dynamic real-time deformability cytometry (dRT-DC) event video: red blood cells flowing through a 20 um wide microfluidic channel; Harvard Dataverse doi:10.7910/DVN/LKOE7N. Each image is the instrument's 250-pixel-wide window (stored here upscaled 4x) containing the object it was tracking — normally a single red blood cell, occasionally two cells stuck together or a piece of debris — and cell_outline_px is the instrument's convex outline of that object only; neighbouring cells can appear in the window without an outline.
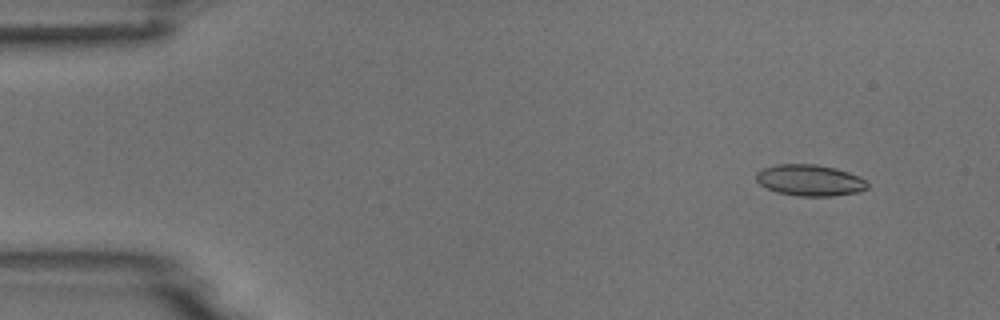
{"species": "common noctule bat (a hibernating species)", "species_latin": "Nyctalus noctula", "temperature_condition": "room temperature", "stored_images_in_passage": 5, "segment_of_instrument_passage": [1, 2], "camera_frame_rate_fps": 3000, "um_per_image_px": 0.085, "animal": {"sex": "male", "body_mass_g": 18.8}, "frame": {"image": 1, "passage_image": 2, "time_ms": 1.0, "image_size_px": [1000, 320], "cell_outline_px": [[868, 188], [860, 192], [832, 196], [800, 196], [776, 192], [760, 184], [756, 180], [756, 172], [764, 168], [776, 164], [816, 164], [836, 168], [848, 172], [864, 180], [868, 184]], "centroid_in_image_um": [68.83, 15.32], "position_along_channel_um": 16.2, "area_um2": 20.23}}